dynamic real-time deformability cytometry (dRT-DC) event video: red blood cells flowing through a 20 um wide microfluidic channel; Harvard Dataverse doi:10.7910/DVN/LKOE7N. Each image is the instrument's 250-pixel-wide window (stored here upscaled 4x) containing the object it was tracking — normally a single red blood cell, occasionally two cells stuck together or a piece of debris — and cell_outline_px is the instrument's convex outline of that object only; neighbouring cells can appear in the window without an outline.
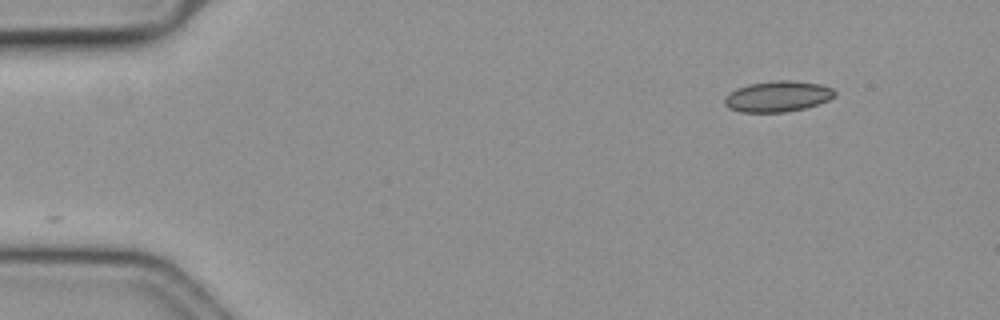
{"species": "common noctule bat (a hibernating species)", "species_latin": "Nyctalus noctula", "temperature_condition": "cold", "stored_images_in_passage": 47, "camera_frame_rate_fps": 3000, "um_per_image_px": 0.085, "animal": {"sex": "female", "body_mass_g": 19.3, "forearm_length_mm": 54.1}, "frame": {"image": 1, "passage_image": 1, "time_ms": 0.0, "image_size_px": [1000, 320], "cell_outline_px": [[836, 96], [828, 100], [804, 108], [784, 112], [740, 112], [728, 108], [724, 104], [724, 96], [728, 92], [736, 88], [748, 84], [772, 80], [788, 80], [820, 84], [832, 88], [836, 92]], "centroid_in_image_um": [66.05, 8.19], "position_along_channel_um": 18.9, "area_um2": 19.94}}
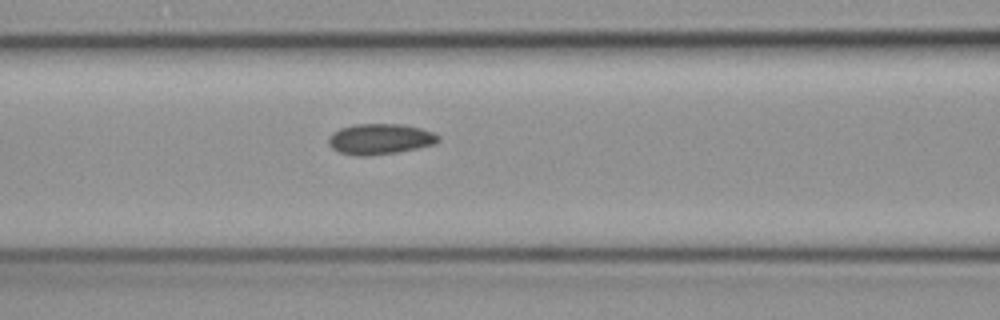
{"frame": {"image": 2, "passage_image": 19, "time_ms": 6.0, "image_size_px": [1000, 320], "cell_outline_px": [[440, 140], [432, 144], [416, 148], [396, 152], [368, 156], [356, 156], [340, 152], [332, 148], [328, 144], [328, 136], [332, 132], [340, 128], [356, 124], [404, 124], [420, 128], [432, 132], [440, 136]], "centroid_in_image_um": [32.26, 11.81], "position_along_channel_um": 134.3, "area_um2": 19.59}}
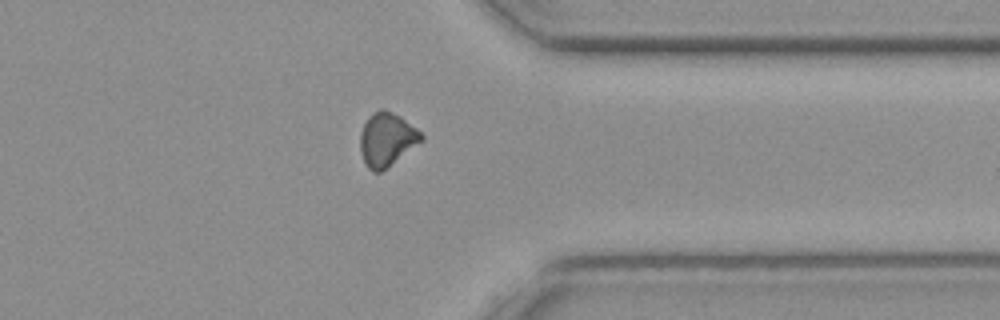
{"frame": {"image": 3, "passage_image": 40, "time_ms": 13.0, "image_size_px": [1000, 320], "cell_outline_px": [[424, 140], [380, 172], [372, 172], [368, 168], [360, 152], [360, 132], [368, 116], [372, 112], [380, 108], [384, 108], [400, 116], [416, 128], [424, 136]], "centroid_in_image_um": [32.86, 11.83], "position_along_channel_um": 378.5, "area_um2": 19.07}, "authors_computed_cell_mechanics": {"area_um2": 18.9584, "velocity_mm_per_s": 3.5721, "shape_relaxation_time_tau1_ms": null, "shape_relaxation_time_tau2_ms": 4.6311, "deformation_change_tau1": null, "deformation_change_tau2": 0.0999}}